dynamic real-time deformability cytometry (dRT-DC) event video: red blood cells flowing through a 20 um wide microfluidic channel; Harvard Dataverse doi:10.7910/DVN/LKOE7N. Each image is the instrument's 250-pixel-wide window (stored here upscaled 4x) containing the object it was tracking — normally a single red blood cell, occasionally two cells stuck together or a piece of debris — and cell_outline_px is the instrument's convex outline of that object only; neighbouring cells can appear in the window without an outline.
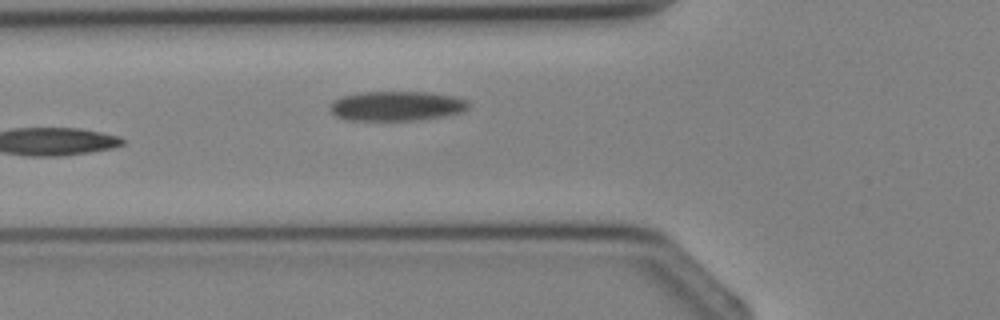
{"species": "Egyptian fruit bat (a non-hibernating species)", "species_latin": "Rousettus aegyptiacus", "temperature_condition": "cold", "stored_images_in_passage": 5, "camera_frame_rate_fps": 3000, "um_per_image_px": 0.085, "animal": {"sex": "female"}, "frame": {"image": 1, "passage_image": 5, "time_ms": 4.667, "image_size_px": [1000, 320], "cell_outline_px": [[468, 108], [464, 112], [444, 116], [416, 120], [344, 120], [336, 116], [328, 108], [340, 96], [360, 92], [428, 92], [456, 96], [468, 100]], "centroid_in_image_um": [33.73, 9.01], "position_along_channel_um": 92.1, "area_um2": 24.1}}